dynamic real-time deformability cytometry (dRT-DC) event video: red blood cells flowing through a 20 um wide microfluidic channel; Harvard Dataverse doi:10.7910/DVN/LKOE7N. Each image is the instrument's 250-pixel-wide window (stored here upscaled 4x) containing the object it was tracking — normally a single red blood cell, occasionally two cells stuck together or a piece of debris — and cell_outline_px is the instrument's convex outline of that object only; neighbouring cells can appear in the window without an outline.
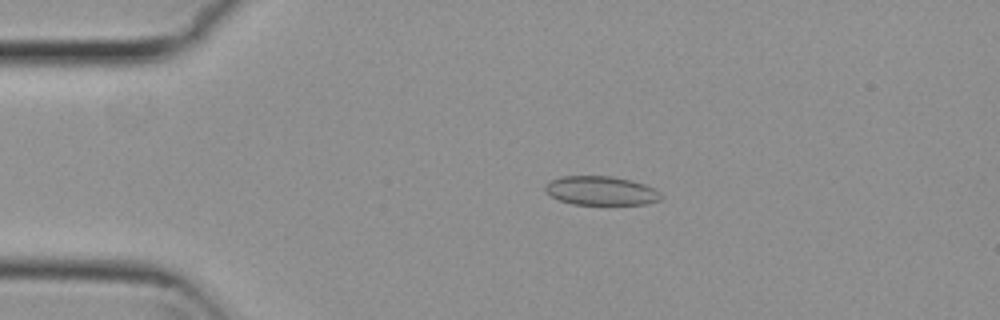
{"species": "common noctule bat (a hibernating species)", "species_latin": "Nyctalus noctula", "temperature_condition": "cold", "stored_images_in_passage": 55, "camera_frame_rate_fps": 3000, "um_per_image_px": 0.085, "animal": {"sex": "female", "body_mass_g": 29.2, "forearm_length_mm": 56.3}, "frame": {"image": 1, "passage_image": 12, "time_ms": 3.667, "image_size_px": [1000, 320], "cell_outline_px": [[664, 196], [660, 200], [648, 204], [572, 204], [560, 200], [552, 196], [544, 188], [552, 180], [560, 176], [612, 176], [632, 180], [656, 188]], "centroid_in_image_um": [51.16, 16.21], "position_along_channel_um": 33.8, "area_um2": 19.54}}
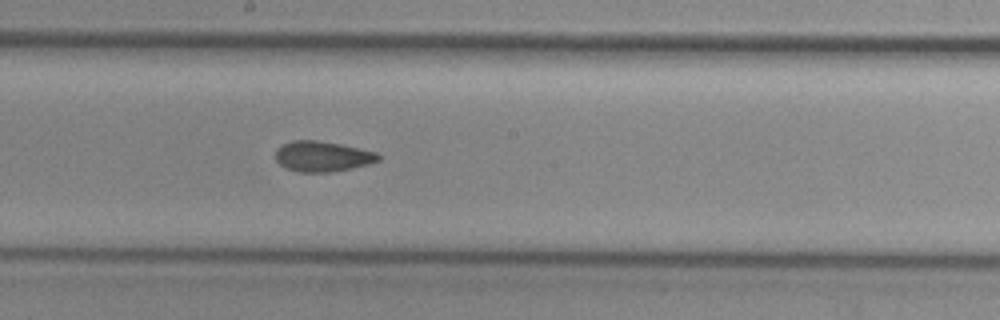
{"frame": {"image": 2, "passage_image": 30, "time_ms": 9.667, "image_size_px": [1000, 320], "cell_outline_px": [[380, 160], [368, 164], [352, 168], [328, 172], [300, 172], [284, 168], [276, 160], [276, 148], [292, 140], [316, 140], [340, 144], [376, 152], [380, 156]], "centroid_in_image_um": [27.38, 13.29], "position_along_channel_um": 220.8, "area_um2": 18.15}}
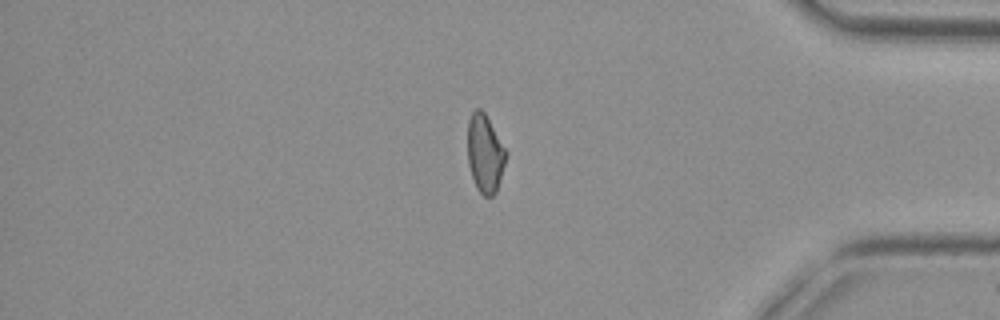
{"frame": {"image": 3, "passage_image": 46, "time_ms": 15.0, "image_size_px": [1000, 320], "cell_outline_px": [[508, 156], [496, 192], [492, 196], [484, 196], [476, 188], [468, 164], [468, 120], [472, 112], [476, 108], [480, 108], [484, 112], [508, 152]], "centroid_in_image_um": [41.24, 13.05], "position_along_channel_um": 394.0, "area_um2": 17.57}, "authors_computed_cell_mechanics": {"area_um2": 18.4382, "velocity_mm_per_s": 3.8038, "shape_relaxation_time_tau1_ms": null, "shape_relaxation_time_tau2_ms": 3.3908, "deformation_change_tau1": null, "deformation_change_tau2": 0.0824}}